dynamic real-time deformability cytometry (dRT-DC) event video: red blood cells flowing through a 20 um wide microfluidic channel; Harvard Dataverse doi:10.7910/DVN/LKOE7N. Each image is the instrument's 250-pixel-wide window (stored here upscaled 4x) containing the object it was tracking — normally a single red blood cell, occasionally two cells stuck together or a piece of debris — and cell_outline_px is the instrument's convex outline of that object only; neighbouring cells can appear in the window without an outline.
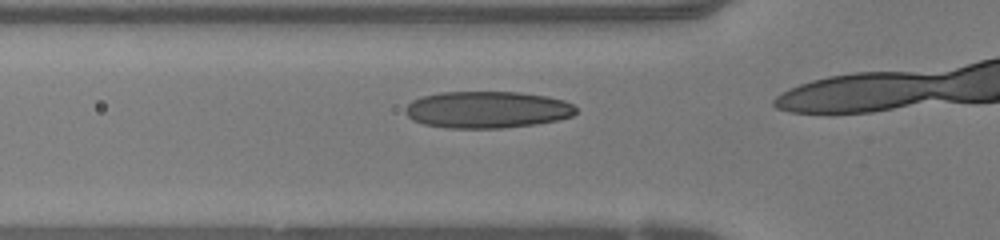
{"species": "human", "species_latin": "Homo sapiens", "temperature_condition": "warm", "stored_images_in_passage": 11, "camera_frame_rate_fps": 3000, "um_per_image_px": 0.085, "donor": {"sex": "female"}, "frame": {"image": 1, "passage_image": 7, "time_ms": 2.0, "image_size_px": [1000, 240], "cell_outline_px": [[576, 112], [572, 116], [556, 120], [536, 124], [500, 128], [444, 128], [424, 124], [412, 120], [404, 112], [404, 108], [412, 100], [424, 96], [440, 92], [520, 92], [548, 96], [564, 100], [572, 104], [576, 108]], "centroid_in_image_um": [41.39, 9.32], "position_along_channel_um": 84.4, "area_um2": 36.76}}
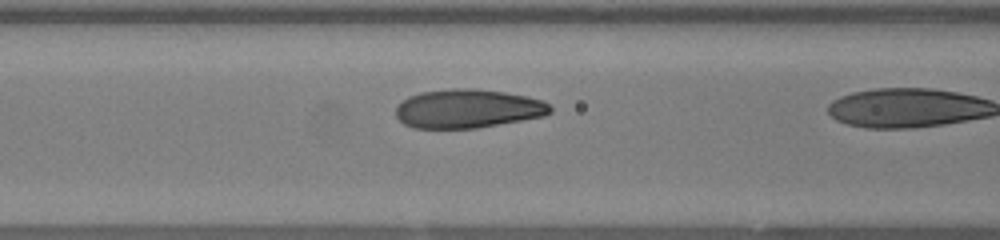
{"frame": {"image": 2, "passage_image": 10, "time_ms": 3.0, "image_size_px": [1000, 240], "cell_outline_px": [[552, 112], [544, 116], [476, 128], [412, 128], [404, 124], [396, 116], [396, 108], [408, 96], [420, 92], [452, 88], [472, 88], [504, 92], [528, 96], [544, 100], [552, 108]], "centroid_in_image_um": [39.77, 9.23], "position_along_channel_um": 126.8, "area_um2": 34.97}}